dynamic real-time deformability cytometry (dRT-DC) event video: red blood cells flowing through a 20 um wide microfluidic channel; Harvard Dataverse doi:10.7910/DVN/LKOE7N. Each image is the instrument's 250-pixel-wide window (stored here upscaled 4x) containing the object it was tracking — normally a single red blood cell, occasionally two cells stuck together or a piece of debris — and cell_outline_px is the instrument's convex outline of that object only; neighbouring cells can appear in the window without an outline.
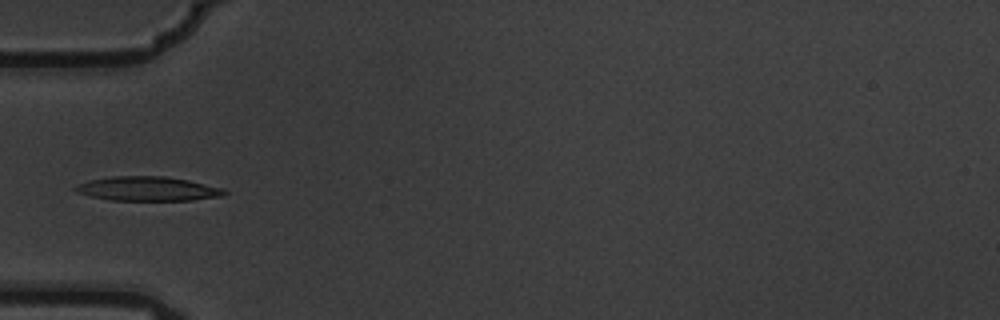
{"species": "common noctule bat (a hibernating species)", "species_latin": "Nyctalus noctula", "temperature_condition": "warm", "stored_images_in_passage": 1, "camera_frame_rate_fps": 3000, "um_per_image_px": 0.085, "animal": {"sex": "male", "body_mass_g": 19.5, "forearm_length_mm": 54.6}, "frame": {"image": 1, "passage_image": 1, "time_ms": 0.0, "image_size_px": [1000, 320], "cell_outline_px": [[228, 192], [224, 196], [192, 200], [108, 200], [76, 192], [72, 188], [76, 184], [88, 180], [112, 176], [164, 176], [188, 180], [220, 188]], "centroid_in_image_um": [12.5, 16.04], "position_along_channel_um": 72.5, "area_um2": 21.04}}